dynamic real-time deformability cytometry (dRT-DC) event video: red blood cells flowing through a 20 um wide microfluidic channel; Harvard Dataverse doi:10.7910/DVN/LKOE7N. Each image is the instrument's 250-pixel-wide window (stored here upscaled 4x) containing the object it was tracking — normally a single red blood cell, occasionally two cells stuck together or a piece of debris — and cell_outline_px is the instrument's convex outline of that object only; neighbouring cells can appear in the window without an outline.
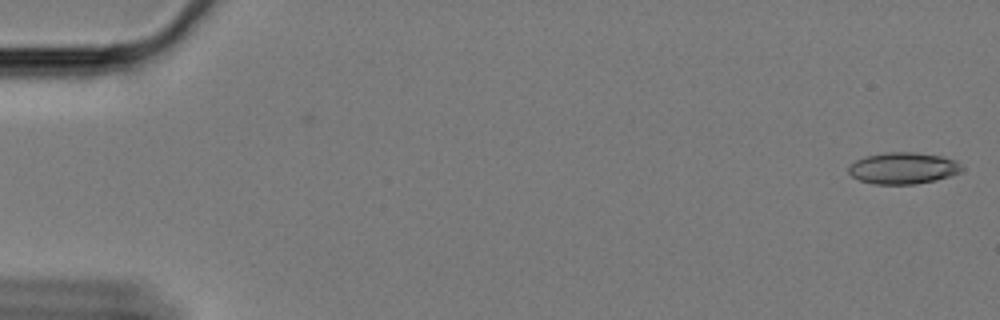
{"species": "Egyptian fruit bat (a non-hibernating species)", "species_latin": "Rousettus aegyptiacus", "temperature_condition": "cold", "stored_images_in_passage": 60, "camera_frame_rate_fps": 3000, "um_per_image_px": 0.085, "animal": {"sex": "female"}, "frame": {"image": 1, "passage_image": 1, "time_ms": 0.0, "image_size_px": [1000, 320], "cell_outline_px": [[964, 172], [936, 180], [916, 184], [872, 184], [860, 180], [852, 176], [848, 172], [848, 164], [856, 160], [868, 156], [888, 152], [912, 152], [940, 156], [956, 160], [964, 168]], "centroid_in_image_um": [76.79, 14.3], "position_along_channel_um": 8.2, "area_um2": 20.92}}
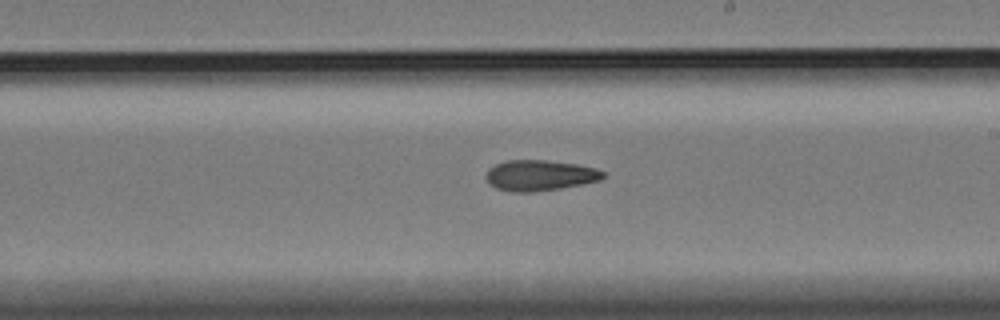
{"frame": {"image": 2, "passage_image": 35, "time_ms": 11.333, "image_size_px": [1000, 320], "cell_outline_px": [[604, 176], [600, 180], [584, 184], [536, 192], [512, 192], [496, 188], [488, 184], [484, 176], [488, 168], [496, 164], [508, 160], [548, 160], [576, 164], [596, 168], [604, 172]], "centroid_in_image_um": [45.85, 14.91], "position_along_channel_um": 243.2, "area_um2": 21.15}}
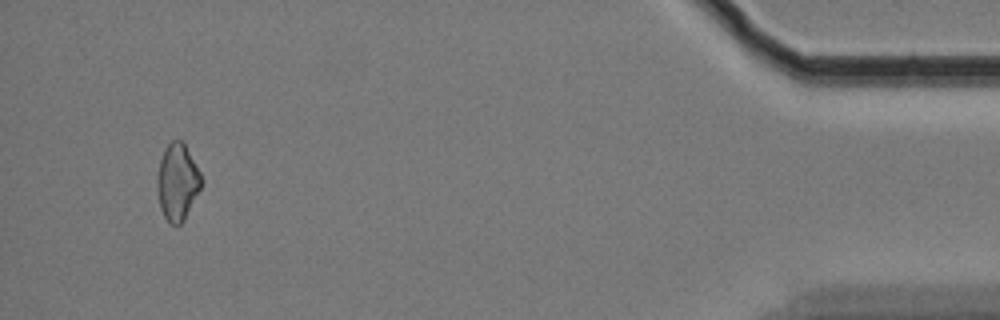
{"frame": {"image": 3, "passage_image": 57, "time_ms": 18.667, "image_size_px": [1000, 320], "cell_outline_px": [[200, 188], [184, 220], [180, 224], [172, 224], [164, 216], [160, 208], [156, 188], [156, 180], [160, 160], [164, 148], [172, 140], [180, 140], [184, 144], [200, 172]], "centroid_in_image_um": [15.04, 15.47], "position_along_channel_um": 420.2, "area_um2": 19.36}}